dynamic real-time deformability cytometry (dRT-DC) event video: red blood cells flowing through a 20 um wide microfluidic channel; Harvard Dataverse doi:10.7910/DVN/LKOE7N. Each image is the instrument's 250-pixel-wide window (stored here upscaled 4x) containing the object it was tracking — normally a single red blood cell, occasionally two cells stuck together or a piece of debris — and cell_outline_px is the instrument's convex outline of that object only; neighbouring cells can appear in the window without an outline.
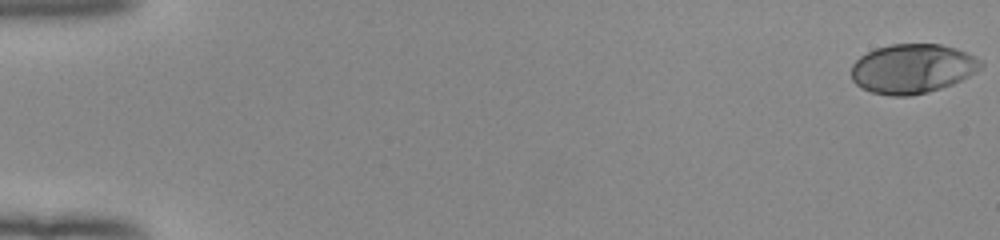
{"species": "human", "species_latin": "Homo sapiens", "temperature_condition": "room temperature", "stored_images_in_passage": 53, "camera_frame_rate_fps": 3000, "um_per_image_px": 0.085, "donor": {"sex": "female"}, "frame": {"image": 1, "passage_image": 1, "time_ms": 0.0, "image_size_px": [1000, 240], "cell_outline_px": [[984, 64], [976, 72], [952, 84], [928, 92], [908, 96], [892, 96], [872, 92], [856, 84], [852, 80], [852, 64], [860, 56], [876, 48], [892, 44], [940, 44], [956, 48], [980, 60]], "centroid_in_image_um": [77.54, 5.83], "position_along_channel_um": 7.5, "area_um2": 36.99}}
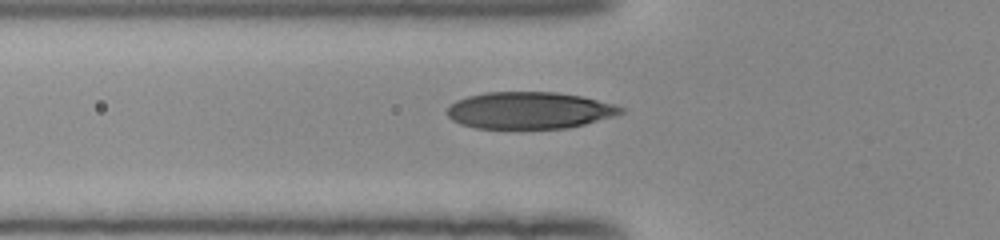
{"frame": {"image": 2, "passage_image": 20, "time_ms": 6.333, "image_size_px": [1000, 240], "cell_outline_px": [[628, 108], [624, 112], [612, 116], [584, 124], [568, 128], [476, 128], [460, 124], [452, 120], [448, 116], [448, 108], [456, 100], [468, 96], [484, 92], [556, 92], [580, 96]], "centroid_in_image_um": [44.99, 9.38], "position_along_channel_um": 80.8, "area_um2": 37.11}}
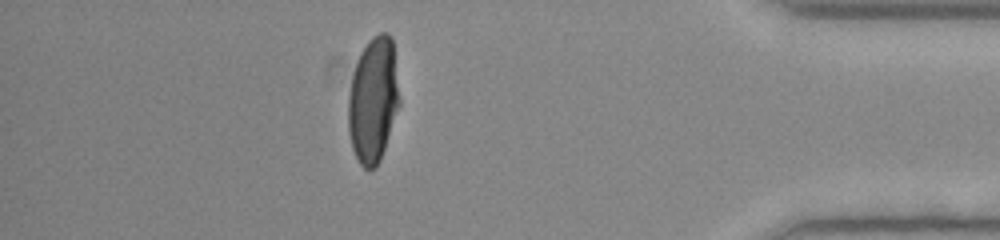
{"frame": {"image": 3, "passage_image": 47, "time_ms": 15.333, "image_size_px": [1000, 240], "cell_outline_px": [[400, 104], [380, 160], [376, 168], [364, 168], [360, 164], [352, 148], [348, 132], [348, 96], [352, 76], [360, 52], [368, 40], [372, 36], [380, 32], [388, 32], [392, 36], [400, 100]], "centroid_in_image_um": [31.72, 8.47], "position_along_channel_um": 403.5, "area_um2": 37.57}, "authors_computed_cell_mechanics": {"area_um2": 37.8012, "velocity_mm_per_s": 3.9803, "shape_relaxation_time_tau1_ms": 4.1576, "shape_relaxation_time_tau2_ms": null, "deformation_change_tau1": 0.2235, "deformation_change_tau2": null}}